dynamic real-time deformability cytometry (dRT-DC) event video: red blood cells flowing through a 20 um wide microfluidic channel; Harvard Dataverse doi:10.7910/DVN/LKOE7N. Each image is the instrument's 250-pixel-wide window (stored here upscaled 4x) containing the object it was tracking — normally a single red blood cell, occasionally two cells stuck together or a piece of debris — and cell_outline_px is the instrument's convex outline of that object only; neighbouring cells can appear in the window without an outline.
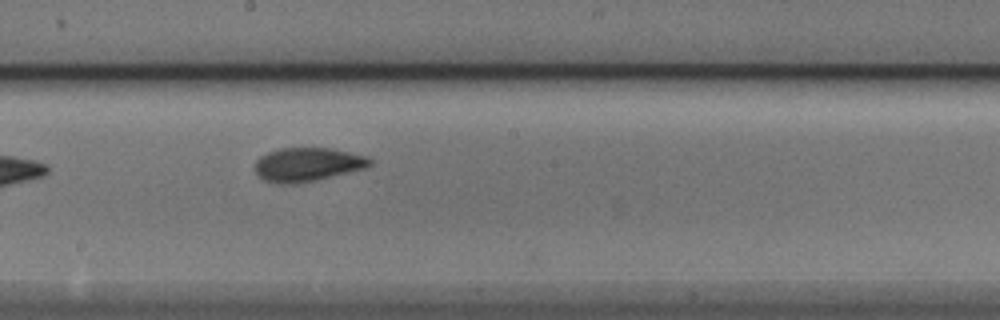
{"species": "Egyptian fruit bat (a non-hibernating species)", "species_latin": "Rousettus aegyptiacus", "temperature_condition": "cold", "stored_images_in_passage": 7, "segment_of_instrument_passage": [1, 2], "camera_frame_rate_fps": 3000, "um_per_image_px": 0.085, "animal": {"sex": "male"}, "frame": {"image": 1, "passage_image": 6, "time_ms": 6.0, "image_size_px": [1000, 320], "cell_outline_px": [[372, 164], [364, 168], [316, 180], [296, 184], [280, 184], [264, 180], [256, 172], [256, 160], [260, 156], [268, 152], [280, 148], [328, 148], [368, 156], [372, 160]], "centroid_in_image_um": [26.13, 13.98], "position_along_channel_um": 222.1, "area_um2": 22.43}}